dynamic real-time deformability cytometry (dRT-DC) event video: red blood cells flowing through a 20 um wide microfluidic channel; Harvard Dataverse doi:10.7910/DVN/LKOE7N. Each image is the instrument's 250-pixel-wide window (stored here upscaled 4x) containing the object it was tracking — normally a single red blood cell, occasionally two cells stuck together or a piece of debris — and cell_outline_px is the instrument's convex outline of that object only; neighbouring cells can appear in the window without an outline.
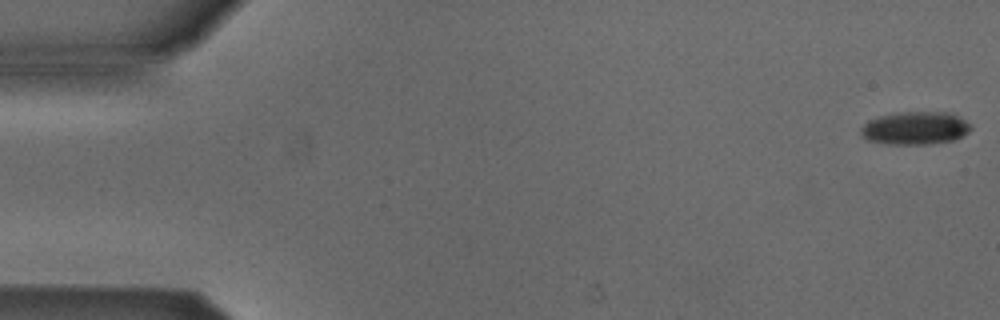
{"species": "Egyptian fruit bat (a non-hibernating species)", "species_latin": "Rousettus aegyptiacus", "temperature_condition": "cold", "stored_images_in_passage": 53, "camera_frame_rate_fps": 3000, "um_per_image_px": 0.085, "animal": {"sex": "male"}, "frame": {"image": 1, "passage_image": 1, "time_ms": 0.0, "image_size_px": [1000, 320], "cell_outline_px": [[972, 128], [968, 132], [952, 140], [924, 144], [888, 144], [868, 140], [860, 132], [860, 128], [868, 120], [880, 116], [904, 112], [948, 112], [964, 120]], "centroid_in_image_um": [77.75, 10.89], "position_along_channel_um": 7.2, "area_um2": 20.69}}
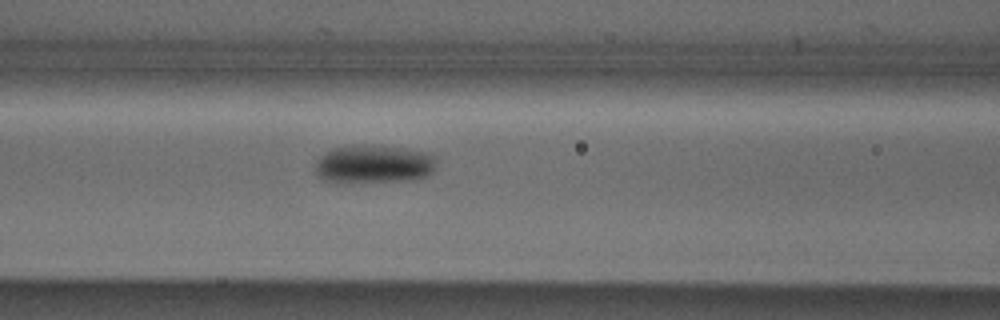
{"frame": {"image": 2, "passage_image": 22, "time_ms": 7.0, "image_size_px": [1000, 320], "cell_outline_px": [[436, 160], [432, 172], [428, 176], [412, 180], [352, 184], [336, 184], [324, 180], [316, 172], [316, 160], [324, 152], [332, 148], [360, 144], [364, 144], [400, 148], [424, 152], [436, 156]], "centroid_in_image_um": [31.72, 13.99], "position_along_channel_um": 134.9, "area_um2": 27.8}}
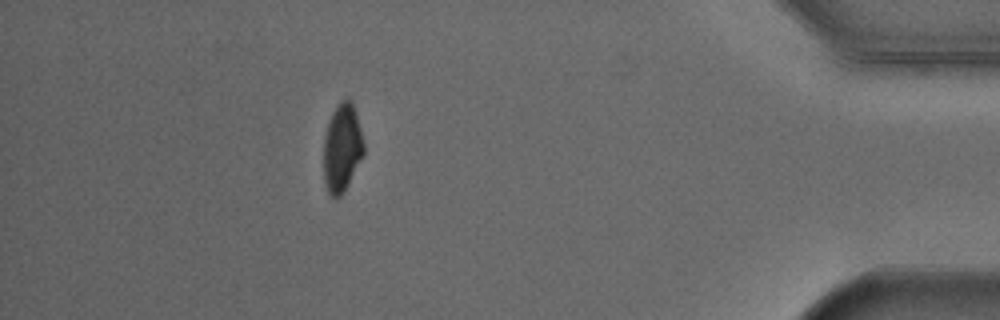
{"frame": {"image": 3, "passage_image": 47, "time_ms": 15.333, "image_size_px": [1000, 320], "cell_outline_px": [[364, 156], [344, 192], [336, 200], [328, 192], [324, 180], [324, 136], [332, 112], [340, 100], [348, 96], [352, 100], [356, 112], [364, 144]], "centroid_in_image_um": [29.09, 12.55], "position_along_channel_um": 406.1, "area_um2": 20.92}, "authors_computed_cell_mechanics": {"area_um2": 23.4668, "velocity_mm_per_s": 3.8948, "shape_relaxation_time_tau1_ms": 2.7936, "shape_relaxation_time_tau2_ms": null, "deformation_change_tau1": 0.0902, "deformation_change_tau2": null}}